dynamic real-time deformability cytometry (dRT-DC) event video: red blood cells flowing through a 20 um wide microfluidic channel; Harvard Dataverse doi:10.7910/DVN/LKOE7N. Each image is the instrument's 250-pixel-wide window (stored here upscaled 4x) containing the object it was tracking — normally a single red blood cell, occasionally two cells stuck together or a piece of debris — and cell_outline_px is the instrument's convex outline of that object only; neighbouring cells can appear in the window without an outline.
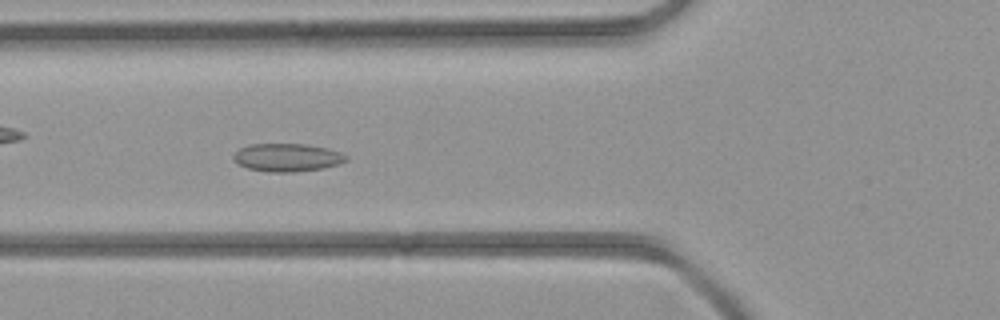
{"species": "common noctule bat (a hibernating species)", "species_latin": "Nyctalus noctula", "temperature_condition": "room temperature", "stored_images_in_passage": 44, "camera_frame_rate_fps": 3000, "um_per_image_px": 0.085, "animal": {"sex": "female", "body_mass_g": 21.9}, "frame": {"image": 1, "passage_image": 16, "time_ms": 5.0, "image_size_px": [1000, 320], "cell_outline_px": [[348, 160], [324, 168], [292, 172], [268, 172], [248, 168], [232, 160], [232, 156], [240, 148], [252, 144], [304, 144], [328, 148], [340, 152], [348, 156]], "centroid_in_image_um": [24.41, 13.38], "position_along_channel_um": 101.4, "area_um2": 18.32}}
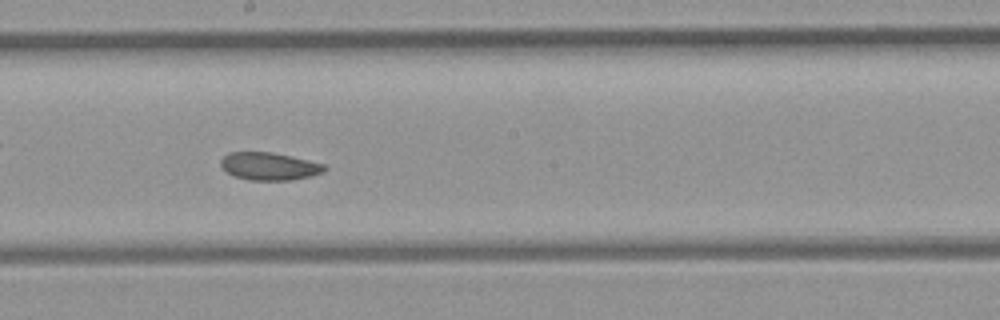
{"frame": {"image": 2, "passage_image": 24, "time_ms": 7.667, "image_size_px": [1000, 320], "cell_outline_px": [[328, 168], [324, 172], [292, 180], [248, 180], [236, 176], [228, 172], [220, 164], [220, 160], [228, 152], [272, 152], [292, 156], [324, 164]], "centroid_in_image_um": [22.9, 14.12], "position_along_channel_um": 225.3, "area_um2": 16.65}}
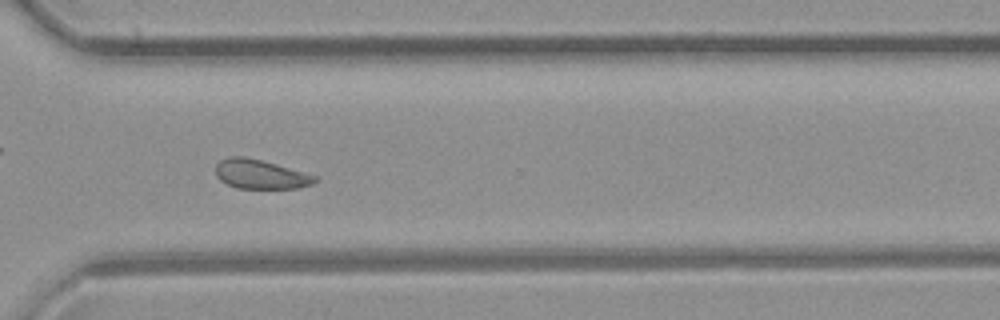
{"frame": {"image": 3, "passage_image": 32, "time_ms": 10.333, "image_size_px": [1000, 320], "cell_outline_px": [[316, 180], [312, 184], [296, 188], [236, 188], [220, 180], [216, 176], [216, 164], [220, 160], [228, 156], [244, 156], [276, 164], [316, 176]], "centroid_in_image_um": [22.08, 14.8], "position_along_channel_um": 348.5, "area_um2": 16.7}}